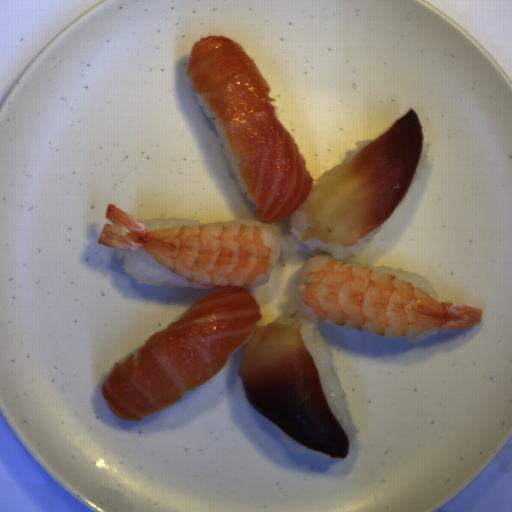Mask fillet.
<instances>
[{
  "mask_svg": "<svg viewBox=\"0 0 512 512\" xmlns=\"http://www.w3.org/2000/svg\"><path fill=\"white\" fill-rule=\"evenodd\" d=\"M261 318L246 287L211 289L112 366L101 386L109 410L139 422L172 405L224 368L253 333L237 370L251 407L305 448L348 457L349 439L302 339L304 320L289 313L258 325Z\"/></svg>",
  "mask_w": 512,
  "mask_h": 512,
  "instance_id": "fillet-2",
  "label": "fillet"
},
{
  "mask_svg": "<svg viewBox=\"0 0 512 512\" xmlns=\"http://www.w3.org/2000/svg\"><path fill=\"white\" fill-rule=\"evenodd\" d=\"M187 76L217 116L262 223L285 220L304 205L301 241L343 248L376 230L405 198L425 141L415 109L314 183L266 79L237 42L208 36L192 44Z\"/></svg>",
  "mask_w": 512,
  "mask_h": 512,
  "instance_id": "fillet-1",
  "label": "fillet"
}]
</instances>
